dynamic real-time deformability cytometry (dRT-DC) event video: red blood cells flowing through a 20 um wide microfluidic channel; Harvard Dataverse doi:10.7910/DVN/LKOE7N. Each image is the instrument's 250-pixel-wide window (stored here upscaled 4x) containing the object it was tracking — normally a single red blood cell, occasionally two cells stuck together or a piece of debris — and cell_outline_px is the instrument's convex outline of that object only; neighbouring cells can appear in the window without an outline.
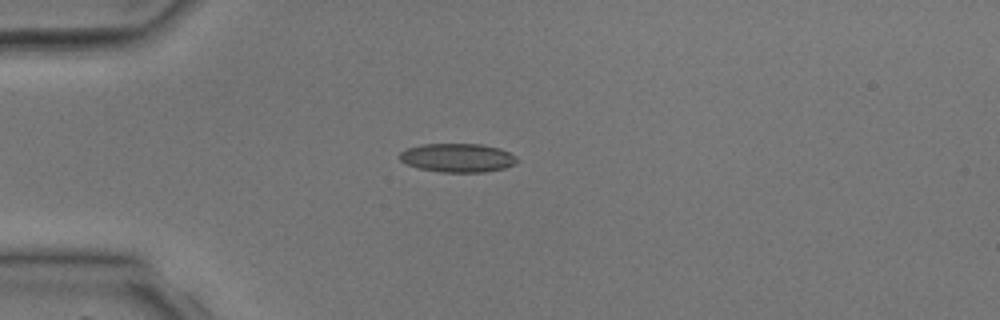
{"species": "common noctule bat (a hibernating species)", "species_latin": "Nyctalus noctula", "temperature_condition": "room temperature", "stored_images_in_passage": 30, "camera_frame_rate_fps": 3000, "um_per_image_px": 0.085, "animal": {"sex": "male", "body_mass_g": 17.9, "forearm_length_mm": 54.2}, "frame": {"image": 1, "passage_image": 1, "time_ms": 0.0, "image_size_px": [1000, 320], "cell_outline_px": [[520, 160], [516, 164], [504, 168], [484, 172], [440, 172], [420, 168], [408, 164], [400, 160], [400, 152], [408, 148], [420, 144], [480, 144], [500, 148], [516, 156]], "centroid_in_image_um": [38.93, 13.41], "position_along_channel_um": 46.1, "area_um2": 19.65}}
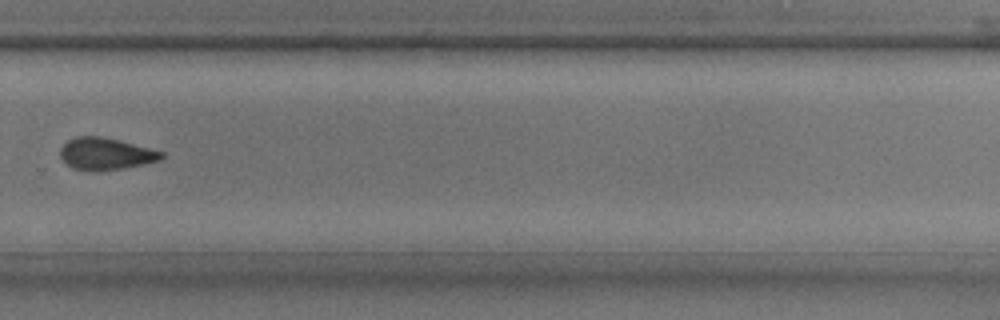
{"frame": {"image": 2, "passage_image": 18, "time_ms": 5.667, "image_size_px": [1000, 320], "cell_outline_px": [[164, 156], [160, 160], [144, 164], [120, 168], [92, 172], [72, 168], [60, 156], [60, 148], [68, 140], [76, 136], [100, 136], [120, 140], [164, 152]], "centroid_in_image_um": [8.98, 13.07], "position_along_channel_um": 320.8, "area_um2": 18.84}}
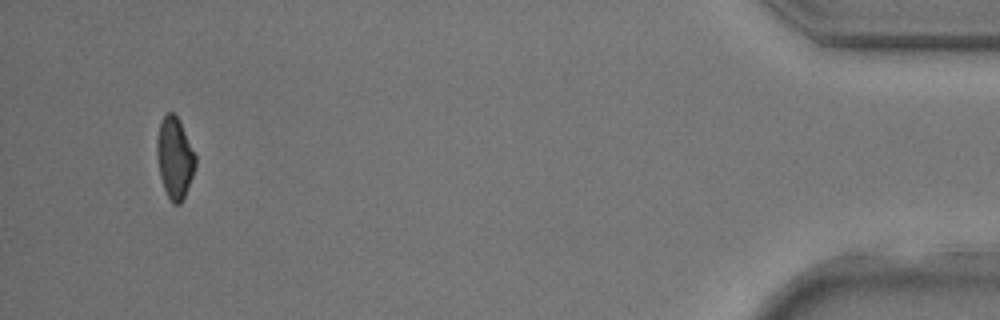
{"frame": {"image": 3, "passage_image": 28, "time_ms": 9.0, "image_size_px": [1000, 320], "cell_outline_px": [[196, 164], [192, 176], [184, 196], [180, 204], [172, 204], [164, 188], [160, 176], [156, 156], [156, 140], [160, 120], [168, 112], [172, 112], [180, 120], [196, 156]], "centroid_in_image_um": [14.83, 13.39], "position_along_channel_um": 420.4, "area_um2": 18.26}}